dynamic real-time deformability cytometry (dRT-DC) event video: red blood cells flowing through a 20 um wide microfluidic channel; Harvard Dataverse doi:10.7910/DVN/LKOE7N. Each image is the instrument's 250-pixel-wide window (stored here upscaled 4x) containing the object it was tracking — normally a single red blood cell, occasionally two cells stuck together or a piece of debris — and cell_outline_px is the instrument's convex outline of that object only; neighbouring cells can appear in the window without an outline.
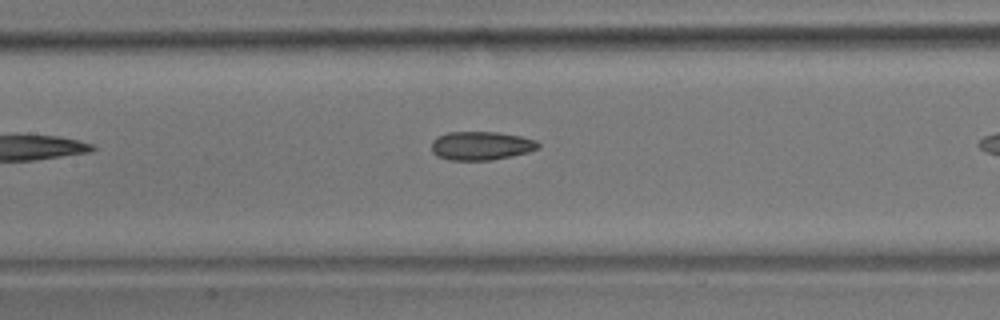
{"species": "common noctule bat (a hibernating species)", "species_latin": "Nyctalus noctula", "temperature_condition": "room temperature", "stored_images_in_passage": 9, "camera_frame_rate_fps": 3000, "um_per_image_px": 0.085, "animal": {"sex": "male", "body_mass_g": 17.9}, "frame": {"image": 1, "passage_image": 8, "time_ms": 2.333, "image_size_px": [1000, 320], "cell_outline_px": [[540, 148], [528, 152], [512, 156], [492, 160], [448, 160], [436, 156], [432, 152], [432, 140], [436, 136], [448, 132], [496, 132], [520, 136], [536, 140], [540, 144]], "centroid_in_image_um": [40.88, 12.39], "position_along_channel_um": 166.5, "area_um2": 17.98}}